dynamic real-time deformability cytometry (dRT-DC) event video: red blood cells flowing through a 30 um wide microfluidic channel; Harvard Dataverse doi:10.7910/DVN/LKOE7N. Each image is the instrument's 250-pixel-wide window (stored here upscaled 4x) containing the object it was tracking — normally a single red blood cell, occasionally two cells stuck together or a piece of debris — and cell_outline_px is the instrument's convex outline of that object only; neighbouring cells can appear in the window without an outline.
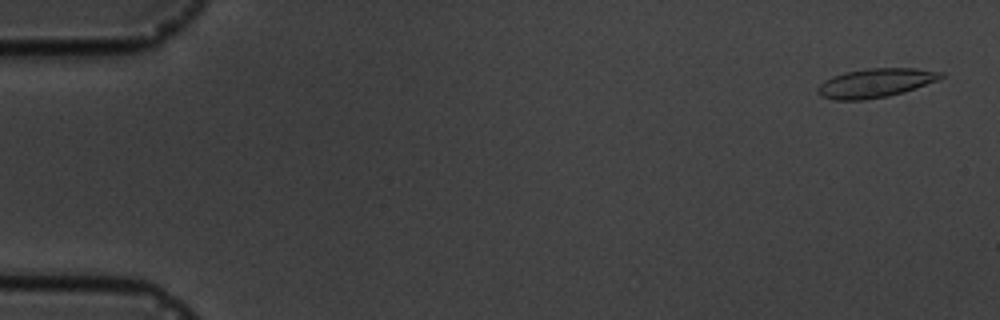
{"species": "common noctule bat (a hibernating species)", "species_latin": "Nyctalus noctula", "temperature_condition": "cold", "stored_images_in_passage": 5, "camera_frame_rate_fps": 3000, "um_per_image_px": 0.085, "animal": {"sex": "male", "body_mass_g": 19.5, "forearm_length_mm": 54.6}, "frame": {"image": 1, "passage_image": 1, "time_ms": 0.0, "image_size_px": [1000, 320], "cell_outline_px": [[944, 76], [936, 80], [916, 88], [904, 92], [888, 96], [864, 100], [836, 100], [820, 96], [816, 92], [816, 88], [824, 80], [832, 76], [844, 72], [868, 68], [916, 68], [944, 72]], "centroid_in_image_um": [74.38, 7.05], "position_along_channel_um": 10.6, "area_um2": 20.92}}
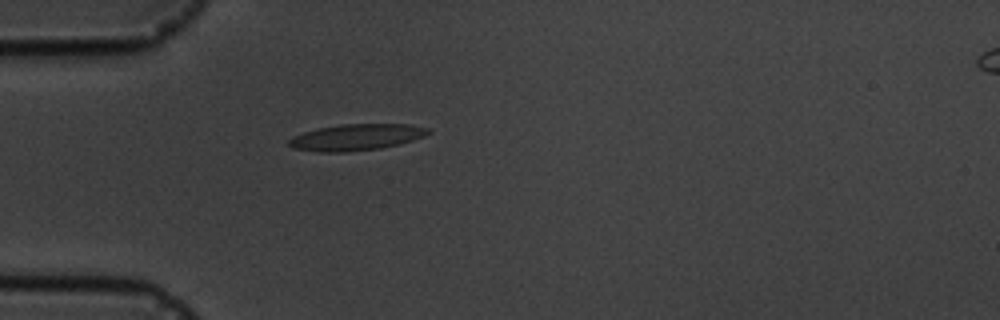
{"frame": {"image": 2, "passage_image": 5, "time_ms": 4.667, "image_size_px": [1000, 320], "cell_outline_px": [[432, 132], [424, 136], [400, 144], [380, 148], [348, 152], [320, 152], [292, 148], [288, 144], [288, 140], [292, 136], [304, 132], [320, 128], [340, 124], [412, 124], [428, 128]], "centroid_in_image_um": [30.29, 11.66], "position_along_channel_um": 54.7, "area_um2": 21.44}}